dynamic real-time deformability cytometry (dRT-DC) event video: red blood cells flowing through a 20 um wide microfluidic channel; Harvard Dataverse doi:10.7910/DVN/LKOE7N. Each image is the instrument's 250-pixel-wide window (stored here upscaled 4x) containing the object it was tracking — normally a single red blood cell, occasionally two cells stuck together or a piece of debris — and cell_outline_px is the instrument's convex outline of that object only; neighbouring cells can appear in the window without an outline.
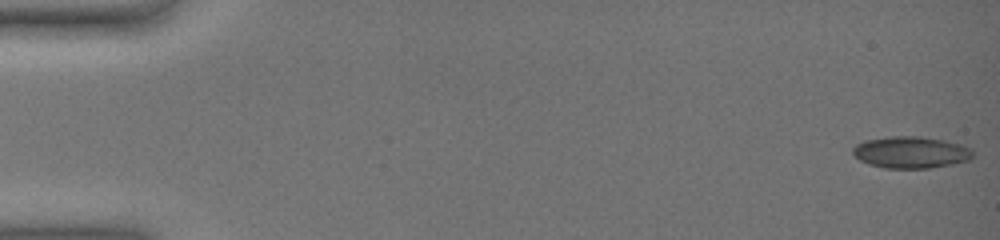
{"species": "common noctule bat (a hibernating species)", "species_latin": "Nyctalus noctula", "temperature_condition": "warm", "stored_images_in_passage": 55, "camera_frame_rate_fps": 3000, "um_per_image_px": 0.085, "animal": {"sex": "female", "body_mass_g": 19.0, "forearm_length_mm": 51.5}, "frame": {"image": 1, "passage_image": 1, "time_ms": 0.0, "image_size_px": [1000, 240], "cell_outline_px": [[972, 156], [968, 160], [952, 164], [928, 168], [884, 168], [868, 164], [860, 160], [852, 152], [852, 148], [856, 144], [864, 140], [892, 136], [920, 136], [944, 140], [960, 144], [972, 148]], "centroid_in_image_um": [77.4, 12.94], "position_along_channel_um": 7.6, "area_um2": 22.2}}
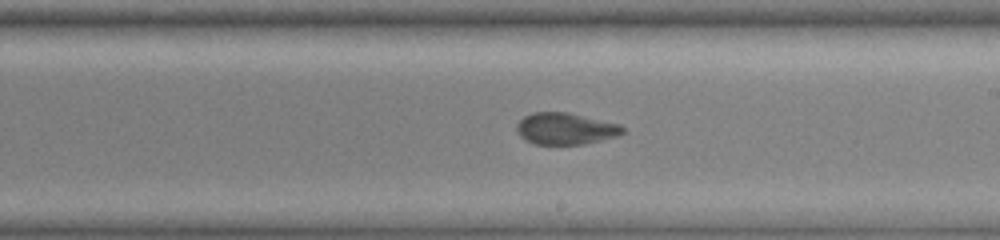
{"frame": {"image": 2, "passage_image": 35, "time_ms": 11.333, "image_size_px": [1000, 240], "cell_outline_px": [[624, 132], [616, 136], [584, 144], [532, 144], [524, 140], [516, 132], [516, 124], [524, 116], [532, 112], [568, 112], [620, 124], [624, 128]], "centroid_in_image_um": [48.02, 10.93], "position_along_channel_um": 241.0, "area_um2": 19.65}}
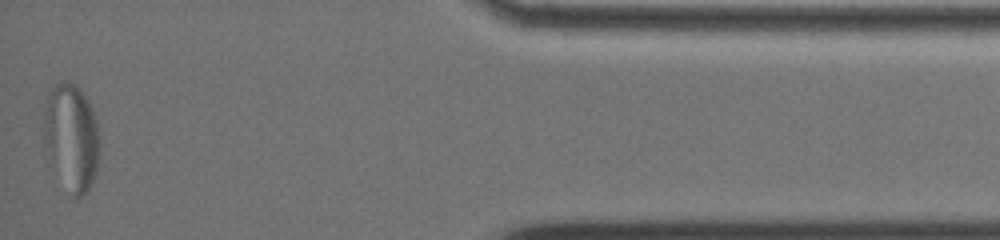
{"frame": {"image": 3, "passage_image": 55, "time_ms": 18.0, "image_size_px": [1000, 240], "cell_outline_px": [[100, 144], [96, 168], [88, 192], [80, 196], [72, 196], [52, 160], [44, 140], [44, 112], [48, 92], [60, 80], [68, 80], [80, 88], [88, 100], [96, 124]], "centroid_in_image_um": [6.08, 11.57], "position_along_channel_um": 429.1, "area_um2": 33.76}}